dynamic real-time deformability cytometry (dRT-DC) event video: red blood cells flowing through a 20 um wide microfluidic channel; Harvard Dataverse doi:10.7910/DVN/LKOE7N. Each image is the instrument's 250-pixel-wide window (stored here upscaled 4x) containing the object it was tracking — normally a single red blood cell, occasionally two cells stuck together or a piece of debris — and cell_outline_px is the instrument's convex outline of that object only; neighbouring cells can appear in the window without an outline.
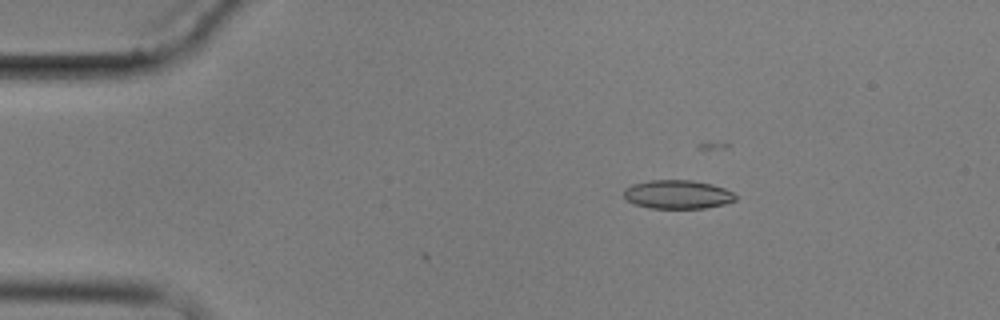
{"species": "common noctule bat (a hibernating species)", "species_latin": "Nyctalus noctula", "temperature_condition": "cold", "stored_images_in_passage": 2, "camera_frame_rate_fps": 3000, "um_per_image_px": 0.085, "animal": {"sex": "male", "body_mass_g": 17.9}, "frame": {"image": 1, "passage_image": 2, "time_ms": 1.0, "image_size_px": [1000, 320], "cell_outline_px": [[736, 200], [724, 204], [704, 208], [652, 208], [636, 204], [628, 200], [624, 196], [624, 188], [632, 184], [652, 180], [692, 180], [712, 184], [724, 188], [732, 192], [736, 196]], "centroid_in_image_um": [57.6, 16.52], "position_along_channel_um": 27.4, "area_um2": 18.55}}